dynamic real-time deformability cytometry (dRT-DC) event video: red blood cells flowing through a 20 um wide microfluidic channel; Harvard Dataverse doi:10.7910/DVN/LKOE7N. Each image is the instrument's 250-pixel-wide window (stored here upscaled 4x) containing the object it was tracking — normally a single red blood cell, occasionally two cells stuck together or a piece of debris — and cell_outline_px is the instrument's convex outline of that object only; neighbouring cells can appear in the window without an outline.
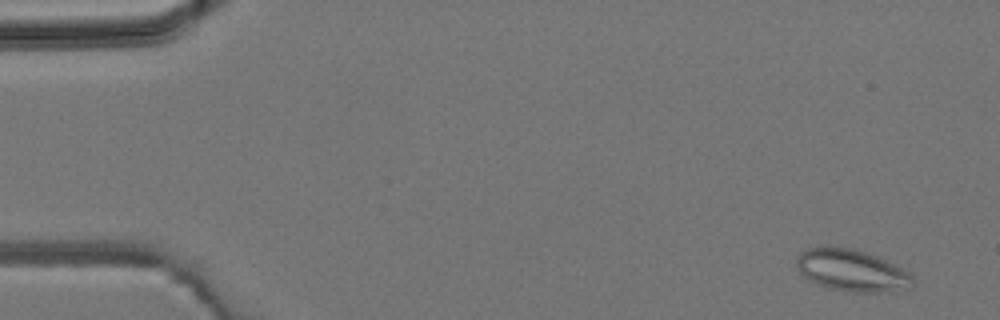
{"species": "common noctule bat (a hibernating species)", "species_latin": "Nyctalus noctula", "temperature_condition": "room temperature", "stored_images_in_passage": 2, "camera_frame_rate_fps": 3000, "um_per_image_px": 0.085, "animal": {"sex": "male", "body_mass_g": 19.2, "forearm_length_mm": 51.8}, "frame": {"image": 1, "passage_image": 1, "time_ms": 0.0, "image_size_px": [1000, 320], "cell_outline_px": [[912, 280], [908, 288], [880, 292], [848, 292], [828, 288], [816, 284], [808, 280], [800, 272], [796, 264], [796, 256], [800, 252], [808, 248], [824, 244], [856, 248], [880, 256], [908, 272], [912, 276]], "centroid_in_image_um": [72.32, 22.94], "position_along_channel_um": 12.7, "area_um2": 28.96}}